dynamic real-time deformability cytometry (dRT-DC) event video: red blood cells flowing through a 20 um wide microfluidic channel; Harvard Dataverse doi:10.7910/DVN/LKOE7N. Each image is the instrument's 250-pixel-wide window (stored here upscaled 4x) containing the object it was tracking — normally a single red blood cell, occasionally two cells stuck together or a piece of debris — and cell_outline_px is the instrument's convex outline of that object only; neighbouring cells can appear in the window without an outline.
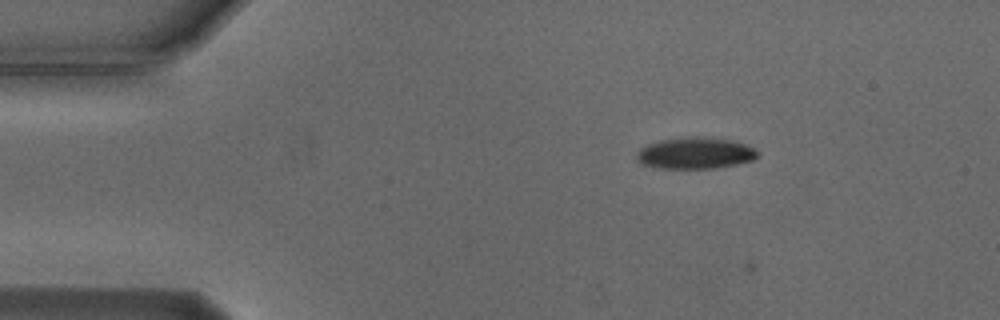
{"species": "Egyptian fruit bat (a non-hibernating species)", "species_latin": "Rousettus aegyptiacus", "temperature_condition": "cold", "stored_images_in_passage": 5, "camera_frame_rate_fps": 3000, "um_per_image_px": 0.085, "animal": {"sex": "male"}, "frame": {"image": 1, "passage_image": 3, "time_ms": 0.667, "image_size_px": [1000, 320], "cell_outline_px": [[760, 152], [752, 160], [736, 164], [712, 168], [656, 168], [640, 164], [636, 160], [636, 152], [640, 148], [648, 144], [660, 140], [688, 136], [696, 136], [732, 140], [756, 148]], "centroid_in_image_um": [59.05, 13.01], "position_along_channel_um": 25.9, "area_um2": 22.31}}